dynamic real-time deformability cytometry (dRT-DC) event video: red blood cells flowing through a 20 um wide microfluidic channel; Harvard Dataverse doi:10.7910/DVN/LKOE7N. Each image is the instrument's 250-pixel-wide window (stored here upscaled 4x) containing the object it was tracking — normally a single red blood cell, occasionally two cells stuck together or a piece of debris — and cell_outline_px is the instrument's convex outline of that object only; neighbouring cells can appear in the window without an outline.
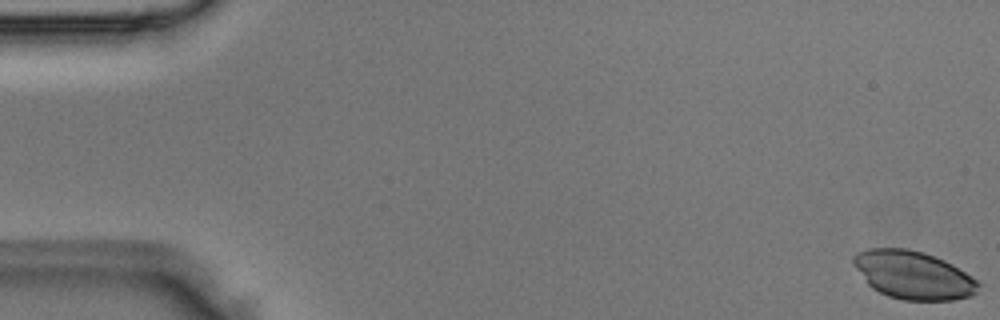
{"species": "Egyptian fruit bat (a non-hibernating species)", "species_latin": "Rousettus aegyptiacus", "temperature_condition": "room temperature", "stored_images_in_passage": 5, "camera_frame_rate_fps": 3000, "um_per_image_px": 0.085, "animal": {"sex": "male"}, "frame": {"image": 1, "passage_image": 1, "time_ms": 0.0, "image_size_px": [1000, 320], "cell_outline_px": [[980, 284], [976, 292], [972, 296], [952, 300], [904, 300], [888, 296], [872, 288], [868, 284], [852, 264], [852, 256], [856, 252], [868, 248], [908, 248], [924, 252], [944, 260], [952, 264], [972, 276]], "centroid_in_image_um": [77.61, 23.36], "position_along_channel_um": 7.4, "area_um2": 35.14}}